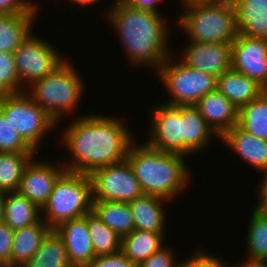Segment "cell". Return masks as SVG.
I'll return each instance as SVG.
<instances>
[{"mask_svg": "<svg viewBox=\"0 0 267 267\" xmlns=\"http://www.w3.org/2000/svg\"><path fill=\"white\" fill-rule=\"evenodd\" d=\"M75 3L80 4L81 6H91L92 4H96L99 0H72Z\"/></svg>", "mask_w": 267, "mask_h": 267, "instance_id": "7bdbcfd3", "label": "cell"}, {"mask_svg": "<svg viewBox=\"0 0 267 267\" xmlns=\"http://www.w3.org/2000/svg\"><path fill=\"white\" fill-rule=\"evenodd\" d=\"M86 267H136L121 251L111 255L97 256Z\"/></svg>", "mask_w": 267, "mask_h": 267, "instance_id": "74e56055", "label": "cell"}, {"mask_svg": "<svg viewBox=\"0 0 267 267\" xmlns=\"http://www.w3.org/2000/svg\"><path fill=\"white\" fill-rule=\"evenodd\" d=\"M55 230L64 241L67 258L72 267H86L94 260L96 255L84 216L63 222Z\"/></svg>", "mask_w": 267, "mask_h": 267, "instance_id": "9a60e30c", "label": "cell"}, {"mask_svg": "<svg viewBox=\"0 0 267 267\" xmlns=\"http://www.w3.org/2000/svg\"><path fill=\"white\" fill-rule=\"evenodd\" d=\"M61 138L72 155L67 171L90 175L93 171L122 162L133 135L116 117L90 114L71 122Z\"/></svg>", "mask_w": 267, "mask_h": 267, "instance_id": "6da1fadb", "label": "cell"}, {"mask_svg": "<svg viewBox=\"0 0 267 267\" xmlns=\"http://www.w3.org/2000/svg\"><path fill=\"white\" fill-rule=\"evenodd\" d=\"M36 16L37 14L0 15V51L14 53L33 31Z\"/></svg>", "mask_w": 267, "mask_h": 267, "instance_id": "d4e9b609", "label": "cell"}, {"mask_svg": "<svg viewBox=\"0 0 267 267\" xmlns=\"http://www.w3.org/2000/svg\"><path fill=\"white\" fill-rule=\"evenodd\" d=\"M238 125L255 137L267 141V90L239 109Z\"/></svg>", "mask_w": 267, "mask_h": 267, "instance_id": "f1b7e54d", "label": "cell"}, {"mask_svg": "<svg viewBox=\"0 0 267 267\" xmlns=\"http://www.w3.org/2000/svg\"><path fill=\"white\" fill-rule=\"evenodd\" d=\"M128 3L131 7L144 10V11H151L153 13H160L158 7L156 6L158 2L162 0H124Z\"/></svg>", "mask_w": 267, "mask_h": 267, "instance_id": "ab89813d", "label": "cell"}, {"mask_svg": "<svg viewBox=\"0 0 267 267\" xmlns=\"http://www.w3.org/2000/svg\"><path fill=\"white\" fill-rule=\"evenodd\" d=\"M261 172L264 173V178L260 183V187H258L259 190H257V198L259 199L257 200L258 204L255 209L263 214H267V170Z\"/></svg>", "mask_w": 267, "mask_h": 267, "instance_id": "f35d334b", "label": "cell"}, {"mask_svg": "<svg viewBox=\"0 0 267 267\" xmlns=\"http://www.w3.org/2000/svg\"><path fill=\"white\" fill-rule=\"evenodd\" d=\"M0 152L36 153L6 121L0 111Z\"/></svg>", "mask_w": 267, "mask_h": 267, "instance_id": "d6a6232c", "label": "cell"}, {"mask_svg": "<svg viewBox=\"0 0 267 267\" xmlns=\"http://www.w3.org/2000/svg\"><path fill=\"white\" fill-rule=\"evenodd\" d=\"M41 209L18 191L5 193L3 221L13 230L39 222Z\"/></svg>", "mask_w": 267, "mask_h": 267, "instance_id": "cb8c5ba5", "label": "cell"}, {"mask_svg": "<svg viewBox=\"0 0 267 267\" xmlns=\"http://www.w3.org/2000/svg\"><path fill=\"white\" fill-rule=\"evenodd\" d=\"M50 230L43 219L31 226L14 230L11 267L24 266L39 249L43 238Z\"/></svg>", "mask_w": 267, "mask_h": 267, "instance_id": "7402d4cb", "label": "cell"}, {"mask_svg": "<svg viewBox=\"0 0 267 267\" xmlns=\"http://www.w3.org/2000/svg\"><path fill=\"white\" fill-rule=\"evenodd\" d=\"M249 222L246 236L248 257L243 262L267 264V214L254 208Z\"/></svg>", "mask_w": 267, "mask_h": 267, "instance_id": "83f0119b", "label": "cell"}, {"mask_svg": "<svg viewBox=\"0 0 267 267\" xmlns=\"http://www.w3.org/2000/svg\"><path fill=\"white\" fill-rule=\"evenodd\" d=\"M179 267H229V264L215 255L211 256V254H206V251L204 253L202 249H199L190 258L180 261Z\"/></svg>", "mask_w": 267, "mask_h": 267, "instance_id": "d590c367", "label": "cell"}, {"mask_svg": "<svg viewBox=\"0 0 267 267\" xmlns=\"http://www.w3.org/2000/svg\"><path fill=\"white\" fill-rule=\"evenodd\" d=\"M163 246L148 259L140 262L136 267H179L180 261L174 260V253Z\"/></svg>", "mask_w": 267, "mask_h": 267, "instance_id": "8d00e7d4", "label": "cell"}, {"mask_svg": "<svg viewBox=\"0 0 267 267\" xmlns=\"http://www.w3.org/2000/svg\"><path fill=\"white\" fill-rule=\"evenodd\" d=\"M4 199L5 193L0 191V223L3 222L4 219Z\"/></svg>", "mask_w": 267, "mask_h": 267, "instance_id": "60d3db41", "label": "cell"}, {"mask_svg": "<svg viewBox=\"0 0 267 267\" xmlns=\"http://www.w3.org/2000/svg\"><path fill=\"white\" fill-rule=\"evenodd\" d=\"M237 267H267V264H262V263H244V262H242L241 264H239V266L237 265Z\"/></svg>", "mask_w": 267, "mask_h": 267, "instance_id": "ee69618b", "label": "cell"}, {"mask_svg": "<svg viewBox=\"0 0 267 267\" xmlns=\"http://www.w3.org/2000/svg\"><path fill=\"white\" fill-rule=\"evenodd\" d=\"M92 211L113 231L123 237L135 229L129 203L93 200Z\"/></svg>", "mask_w": 267, "mask_h": 267, "instance_id": "484cf974", "label": "cell"}, {"mask_svg": "<svg viewBox=\"0 0 267 267\" xmlns=\"http://www.w3.org/2000/svg\"><path fill=\"white\" fill-rule=\"evenodd\" d=\"M169 56L160 66L157 74L167 87L172 99L164 102L168 105H195L207 93L216 90L217 78L203 71L194 69L182 60L171 61Z\"/></svg>", "mask_w": 267, "mask_h": 267, "instance_id": "ba28073f", "label": "cell"}, {"mask_svg": "<svg viewBox=\"0 0 267 267\" xmlns=\"http://www.w3.org/2000/svg\"><path fill=\"white\" fill-rule=\"evenodd\" d=\"M191 3H227L232 2V0H187Z\"/></svg>", "mask_w": 267, "mask_h": 267, "instance_id": "b9f144b4", "label": "cell"}, {"mask_svg": "<svg viewBox=\"0 0 267 267\" xmlns=\"http://www.w3.org/2000/svg\"><path fill=\"white\" fill-rule=\"evenodd\" d=\"M165 236V234L134 229L121 238V252L137 266L163 247Z\"/></svg>", "mask_w": 267, "mask_h": 267, "instance_id": "603a6c76", "label": "cell"}, {"mask_svg": "<svg viewBox=\"0 0 267 267\" xmlns=\"http://www.w3.org/2000/svg\"><path fill=\"white\" fill-rule=\"evenodd\" d=\"M22 267H72L67 258L64 241L55 229L47 233L39 249Z\"/></svg>", "mask_w": 267, "mask_h": 267, "instance_id": "4316f807", "label": "cell"}, {"mask_svg": "<svg viewBox=\"0 0 267 267\" xmlns=\"http://www.w3.org/2000/svg\"><path fill=\"white\" fill-rule=\"evenodd\" d=\"M92 184L90 176L65 171L55 182L46 204L42 207V219L51 229L61 223L83 217L92 211ZM44 211V212H43Z\"/></svg>", "mask_w": 267, "mask_h": 267, "instance_id": "8992f818", "label": "cell"}, {"mask_svg": "<svg viewBox=\"0 0 267 267\" xmlns=\"http://www.w3.org/2000/svg\"><path fill=\"white\" fill-rule=\"evenodd\" d=\"M33 34L31 32L13 53L19 80L21 85H26L25 89L65 61L53 45Z\"/></svg>", "mask_w": 267, "mask_h": 267, "instance_id": "9c48e42d", "label": "cell"}, {"mask_svg": "<svg viewBox=\"0 0 267 267\" xmlns=\"http://www.w3.org/2000/svg\"><path fill=\"white\" fill-rule=\"evenodd\" d=\"M184 155L153 149L144 144L130 145L126 160L144 194L167 200L175 198L190 183Z\"/></svg>", "mask_w": 267, "mask_h": 267, "instance_id": "3957f363", "label": "cell"}, {"mask_svg": "<svg viewBox=\"0 0 267 267\" xmlns=\"http://www.w3.org/2000/svg\"><path fill=\"white\" fill-rule=\"evenodd\" d=\"M151 133L146 145L153 149L181 154V105H156L151 109Z\"/></svg>", "mask_w": 267, "mask_h": 267, "instance_id": "7c38bea8", "label": "cell"}, {"mask_svg": "<svg viewBox=\"0 0 267 267\" xmlns=\"http://www.w3.org/2000/svg\"><path fill=\"white\" fill-rule=\"evenodd\" d=\"M167 199L143 194L129 202L136 230L165 234V206Z\"/></svg>", "mask_w": 267, "mask_h": 267, "instance_id": "d6986e66", "label": "cell"}, {"mask_svg": "<svg viewBox=\"0 0 267 267\" xmlns=\"http://www.w3.org/2000/svg\"><path fill=\"white\" fill-rule=\"evenodd\" d=\"M33 157L26 165L18 192L27 197L40 209L46 204L57 179L66 171L64 165L60 167L51 162L39 161Z\"/></svg>", "mask_w": 267, "mask_h": 267, "instance_id": "4fadbf2b", "label": "cell"}, {"mask_svg": "<svg viewBox=\"0 0 267 267\" xmlns=\"http://www.w3.org/2000/svg\"><path fill=\"white\" fill-rule=\"evenodd\" d=\"M183 53L181 60L185 64L216 78L232 68L231 42H189Z\"/></svg>", "mask_w": 267, "mask_h": 267, "instance_id": "5bb4252c", "label": "cell"}, {"mask_svg": "<svg viewBox=\"0 0 267 267\" xmlns=\"http://www.w3.org/2000/svg\"><path fill=\"white\" fill-rule=\"evenodd\" d=\"M87 219L93 250L97 256L111 255L121 251V236L105 225L93 212L84 215Z\"/></svg>", "mask_w": 267, "mask_h": 267, "instance_id": "4dcf8cb0", "label": "cell"}, {"mask_svg": "<svg viewBox=\"0 0 267 267\" xmlns=\"http://www.w3.org/2000/svg\"><path fill=\"white\" fill-rule=\"evenodd\" d=\"M24 91L25 85L20 83L13 53L0 51V95L19 94Z\"/></svg>", "mask_w": 267, "mask_h": 267, "instance_id": "1f68e13d", "label": "cell"}, {"mask_svg": "<svg viewBox=\"0 0 267 267\" xmlns=\"http://www.w3.org/2000/svg\"><path fill=\"white\" fill-rule=\"evenodd\" d=\"M29 0H0V15L38 14L37 3Z\"/></svg>", "mask_w": 267, "mask_h": 267, "instance_id": "e575fe53", "label": "cell"}, {"mask_svg": "<svg viewBox=\"0 0 267 267\" xmlns=\"http://www.w3.org/2000/svg\"><path fill=\"white\" fill-rule=\"evenodd\" d=\"M216 89L238 109L255 100L264 91L254 80L232 68L217 77Z\"/></svg>", "mask_w": 267, "mask_h": 267, "instance_id": "ffe728a7", "label": "cell"}, {"mask_svg": "<svg viewBox=\"0 0 267 267\" xmlns=\"http://www.w3.org/2000/svg\"><path fill=\"white\" fill-rule=\"evenodd\" d=\"M63 61L51 74L36 80L25 89L26 94L42 107L58 124L72 113L82 97L84 84L71 62ZM29 92V93H28Z\"/></svg>", "mask_w": 267, "mask_h": 267, "instance_id": "5b68a950", "label": "cell"}, {"mask_svg": "<svg viewBox=\"0 0 267 267\" xmlns=\"http://www.w3.org/2000/svg\"><path fill=\"white\" fill-rule=\"evenodd\" d=\"M89 176L93 200L129 203L144 194L126 159L99 168Z\"/></svg>", "mask_w": 267, "mask_h": 267, "instance_id": "30bf717a", "label": "cell"}, {"mask_svg": "<svg viewBox=\"0 0 267 267\" xmlns=\"http://www.w3.org/2000/svg\"><path fill=\"white\" fill-rule=\"evenodd\" d=\"M14 230L4 221L0 223V267H11Z\"/></svg>", "mask_w": 267, "mask_h": 267, "instance_id": "836d02e7", "label": "cell"}, {"mask_svg": "<svg viewBox=\"0 0 267 267\" xmlns=\"http://www.w3.org/2000/svg\"><path fill=\"white\" fill-rule=\"evenodd\" d=\"M36 153L0 152V191H18L26 165Z\"/></svg>", "mask_w": 267, "mask_h": 267, "instance_id": "f546056e", "label": "cell"}, {"mask_svg": "<svg viewBox=\"0 0 267 267\" xmlns=\"http://www.w3.org/2000/svg\"><path fill=\"white\" fill-rule=\"evenodd\" d=\"M219 139L257 171L267 170L266 140L255 137L238 124L226 131Z\"/></svg>", "mask_w": 267, "mask_h": 267, "instance_id": "ac0fdd59", "label": "cell"}, {"mask_svg": "<svg viewBox=\"0 0 267 267\" xmlns=\"http://www.w3.org/2000/svg\"><path fill=\"white\" fill-rule=\"evenodd\" d=\"M195 106L217 138L238 124L239 109L217 89L207 93Z\"/></svg>", "mask_w": 267, "mask_h": 267, "instance_id": "2e32d148", "label": "cell"}, {"mask_svg": "<svg viewBox=\"0 0 267 267\" xmlns=\"http://www.w3.org/2000/svg\"><path fill=\"white\" fill-rule=\"evenodd\" d=\"M238 34L267 39V0H236Z\"/></svg>", "mask_w": 267, "mask_h": 267, "instance_id": "44dd1931", "label": "cell"}, {"mask_svg": "<svg viewBox=\"0 0 267 267\" xmlns=\"http://www.w3.org/2000/svg\"><path fill=\"white\" fill-rule=\"evenodd\" d=\"M108 12L131 64L152 65L157 72L172 56L167 46L170 28L162 14L133 8L124 0H116Z\"/></svg>", "mask_w": 267, "mask_h": 267, "instance_id": "7a4b0ae2", "label": "cell"}, {"mask_svg": "<svg viewBox=\"0 0 267 267\" xmlns=\"http://www.w3.org/2000/svg\"><path fill=\"white\" fill-rule=\"evenodd\" d=\"M217 134L207 124L195 105H181V154L202 151Z\"/></svg>", "mask_w": 267, "mask_h": 267, "instance_id": "e0dca14e", "label": "cell"}, {"mask_svg": "<svg viewBox=\"0 0 267 267\" xmlns=\"http://www.w3.org/2000/svg\"><path fill=\"white\" fill-rule=\"evenodd\" d=\"M232 69L267 90V39L238 34L231 42Z\"/></svg>", "mask_w": 267, "mask_h": 267, "instance_id": "8fae6325", "label": "cell"}, {"mask_svg": "<svg viewBox=\"0 0 267 267\" xmlns=\"http://www.w3.org/2000/svg\"><path fill=\"white\" fill-rule=\"evenodd\" d=\"M0 111L35 152L39 151L37 149L41 138H44L42 136L57 125V122L25 91L19 94L0 95Z\"/></svg>", "mask_w": 267, "mask_h": 267, "instance_id": "52a82bcc", "label": "cell"}, {"mask_svg": "<svg viewBox=\"0 0 267 267\" xmlns=\"http://www.w3.org/2000/svg\"><path fill=\"white\" fill-rule=\"evenodd\" d=\"M186 10L178 17V25L190 42H232L238 35L236 8L233 2L191 3L181 0Z\"/></svg>", "mask_w": 267, "mask_h": 267, "instance_id": "277c9868", "label": "cell"}]
</instances>
